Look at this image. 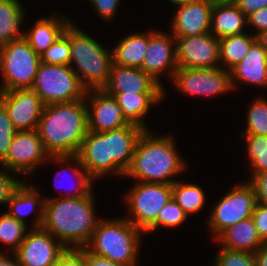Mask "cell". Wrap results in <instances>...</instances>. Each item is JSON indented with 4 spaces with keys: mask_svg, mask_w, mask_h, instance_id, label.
I'll use <instances>...</instances> for the list:
<instances>
[{
    "mask_svg": "<svg viewBox=\"0 0 267 266\" xmlns=\"http://www.w3.org/2000/svg\"><path fill=\"white\" fill-rule=\"evenodd\" d=\"M41 228L48 231L67 249L85 248L96 225L93 191L84 197L44 198Z\"/></svg>",
    "mask_w": 267,
    "mask_h": 266,
    "instance_id": "1",
    "label": "cell"
},
{
    "mask_svg": "<svg viewBox=\"0 0 267 266\" xmlns=\"http://www.w3.org/2000/svg\"><path fill=\"white\" fill-rule=\"evenodd\" d=\"M87 102L44 105L37 127L50 156L77 155L88 133Z\"/></svg>",
    "mask_w": 267,
    "mask_h": 266,
    "instance_id": "2",
    "label": "cell"
},
{
    "mask_svg": "<svg viewBox=\"0 0 267 266\" xmlns=\"http://www.w3.org/2000/svg\"><path fill=\"white\" fill-rule=\"evenodd\" d=\"M175 146L172 136H154L150 130H144L124 177L136 178L138 182L173 184L177 181L173 176L187 167Z\"/></svg>",
    "mask_w": 267,
    "mask_h": 266,
    "instance_id": "3",
    "label": "cell"
},
{
    "mask_svg": "<svg viewBox=\"0 0 267 266\" xmlns=\"http://www.w3.org/2000/svg\"><path fill=\"white\" fill-rule=\"evenodd\" d=\"M64 34L68 37L71 46L70 67L82 84L88 90L103 89L108 83L113 64L112 50L105 49L73 22L67 26Z\"/></svg>",
    "mask_w": 267,
    "mask_h": 266,
    "instance_id": "4",
    "label": "cell"
},
{
    "mask_svg": "<svg viewBox=\"0 0 267 266\" xmlns=\"http://www.w3.org/2000/svg\"><path fill=\"white\" fill-rule=\"evenodd\" d=\"M142 232L125 217L100 219L85 247L90 253L125 266H137Z\"/></svg>",
    "mask_w": 267,
    "mask_h": 266,
    "instance_id": "5",
    "label": "cell"
},
{
    "mask_svg": "<svg viewBox=\"0 0 267 266\" xmlns=\"http://www.w3.org/2000/svg\"><path fill=\"white\" fill-rule=\"evenodd\" d=\"M31 89L44 105L85 100L88 89L70 65L40 63Z\"/></svg>",
    "mask_w": 267,
    "mask_h": 266,
    "instance_id": "6",
    "label": "cell"
},
{
    "mask_svg": "<svg viewBox=\"0 0 267 266\" xmlns=\"http://www.w3.org/2000/svg\"><path fill=\"white\" fill-rule=\"evenodd\" d=\"M41 63V57L24 38L0 47V92L15 89H31Z\"/></svg>",
    "mask_w": 267,
    "mask_h": 266,
    "instance_id": "7",
    "label": "cell"
},
{
    "mask_svg": "<svg viewBox=\"0 0 267 266\" xmlns=\"http://www.w3.org/2000/svg\"><path fill=\"white\" fill-rule=\"evenodd\" d=\"M171 199L172 184L137 182L125 194V204L129 211L125 218L145 232L156 221L162 207Z\"/></svg>",
    "mask_w": 267,
    "mask_h": 266,
    "instance_id": "8",
    "label": "cell"
},
{
    "mask_svg": "<svg viewBox=\"0 0 267 266\" xmlns=\"http://www.w3.org/2000/svg\"><path fill=\"white\" fill-rule=\"evenodd\" d=\"M213 206L208 218L209 230L216 239L228 227L251 217L256 205L253 186L247 181L234 186Z\"/></svg>",
    "mask_w": 267,
    "mask_h": 266,
    "instance_id": "9",
    "label": "cell"
},
{
    "mask_svg": "<svg viewBox=\"0 0 267 266\" xmlns=\"http://www.w3.org/2000/svg\"><path fill=\"white\" fill-rule=\"evenodd\" d=\"M49 157L37 129L16 131L8 154L0 165L16 174L34 175L40 164L50 161Z\"/></svg>",
    "mask_w": 267,
    "mask_h": 266,
    "instance_id": "10",
    "label": "cell"
},
{
    "mask_svg": "<svg viewBox=\"0 0 267 266\" xmlns=\"http://www.w3.org/2000/svg\"><path fill=\"white\" fill-rule=\"evenodd\" d=\"M176 88L186 94L214 96L233 90L230 71L216 68H178L172 78Z\"/></svg>",
    "mask_w": 267,
    "mask_h": 266,
    "instance_id": "11",
    "label": "cell"
},
{
    "mask_svg": "<svg viewBox=\"0 0 267 266\" xmlns=\"http://www.w3.org/2000/svg\"><path fill=\"white\" fill-rule=\"evenodd\" d=\"M178 68H216L220 65L219 39L212 33L175 37Z\"/></svg>",
    "mask_w": 267,
    "mask_h": 266,
    "instance_id": "12",
    "label": "cell"
},
{
    "mask_svg": "<svg viewBox=\"0 0 267 266\" xmlns=\"http://www.w3.org/2000/svg\"><path fill=\"white\" fill-rule=\"evenodd\" d=\"M66 250L48 231L32 228L14 254L21 266H54Z\"/></svg>",
    "mask_w": 267,
    "mask_h": 266,
    "instance_id": "13",
    "label": "cell"
},
{
    "mask_svg": "<svg viewBox=\"0 0 267 266\" xmlns=\"http://www.w3.org/2000/svg\"><path fill=\"white\" fill-rule=\"evenodd\" d=\"M0 103L7 110L17 131L37 129L44 104L35 91L15 89L0 92Z\"/></svg>",
    "mask_w": 267,
    "mask_h": 266,
    "instance_id": "14",
    "label": "cell"
},
{
    "mask_svg": "<svg viewBox=\"0 0 267 266\" xmlns=\"http://www.w3.org/2000/svg\"><path fill=\"white\" fill-rule=\"evenodd\" d=\"M178 69L176 59V40L170 33L150 31L148 33L147 53L142 63V70L149 74L162 87L160 76L167 73L172 80L174 72Z\"/></svg>",
    "mask_w": 267,
    "mask_h": 266,
    "instance_id": "15",
    "label": "cell"
},
{
    "mask_svg": "<svg viewBox=\"0 0 267 266\" xmlns=\"http://www.w3.org/2000/svg\"><path fill=\"white\" fill-rule=\"evenodd\" d=\"M85 101H89L86 106L88 131L106 132L129 124L123 117L122 107L103 89L88 90Z\"/></svg>",
    "mask_w": 267,
    "mask_h": 266,
    "instance_id": "16",
    "label": "cell"
},
{
    "mask_svg": "<svg viewBox=\"0 0 267 266\" xmlns=\"http://www.w3.org/2000/svg\"><path fill=\"white\" fill-rule=\"evenodd\" d=\"M177 6L170 28L174 37L210 33L213 4L206 0H197Z\"/></svg>",
    "mask_w": 267,
    "mask_h": 266,
    "instance_id": "17",
    "label": "cell"
},
{
    "mask_svg": "<svg viewBox=\"0 0 267 266\" xmlns=\"http://www.w3.org/2000/svg\"><path fill=\"white\" fill-rule=\"evenodd\" d=\"M106 93H165L162 87L142 69L112 64L108 83L103 87Z\"/></svg>",
    "mask_w": 267,
    "mask_h": 266,
    "instance_id": "18",
    "label": "cell"
},
{
    "mask_svg": "<svg viewBox=\"0 0 267 266\" xmlns=\"http://www.w3.org/2000/svg\"><path fill=\"white\" fill-rule=\"evenodd\" d=\"M77 156L93 180L112 172V158H109L108 149V131H88Z\"/></svg>",
    "mask_w": 267,
    "mask_h": 266,
    "instance_id": "19",
    "label": "cell"
},
{
    "mask_svg": "<svg viewBox=\"0 0 267 266\" xmlns=\"http://www.w3.org/2000/svg\"><path fill=\"white\" fill-rule=\"evenodd\" d=\"M144 129L134 124L108 131L109 158H112V172L124 177L129 168L138 138Z\"/></svg>",
    "mask_w": 267,
    "mask_h": 266,
    "instance_id": "20",
    "label": "cell"
},
{
    "mask_svg": "<svg viewBox=\"0 0 267 266\" xmlns=\"http://www.w3.org/2000/svg\"><path fill=\"white\" fill-rule=\"evenodd\" d=\"M231 84L246 83L267 88V50L255 40L244 59L230 70Z\"/></svg>",
    "mask_w": 267,
    "mask_h": 266,
    "instance_id": "21",
    "label": "cell"
},
{
    "mask_svg": "<svg viewBox=\"0 0 267 266\" xmlns=\"http://www.w3.org/2000/svg\"><path fill=\"white\" fill-rule=\"evenodd\" d=\"M40 193L37 187L22 182L8 202L9 211L7 213L17 221L26 224L23 217L31 214L36 208L38 216L35 218L33 228H41L45 199Z\"/></svg>",
    "mask_w": 267,
    "mask_h": 266,
    "instance_id": "22",
    "label": "cell"
},
{
    "mask_svg": "<svg viewBox=\"0 0 267 266\" xmlns=\"http://www.w3.org/2000/svg\"><path fill=\"white\" fill-rule=\"evenodd\" d=\"M71 22L65 16L52 13L48 18L38 19L31 31H25L24 38L29 42L31 48L41 56L64 33Z\"/></svg>",
    "mask_w": 267,
    "mask_h": 266,
    "instance_id": "23",
    "label": "cell"
},
{
    "mask_svg": "<svg viewBox=\"0 0 267 266\" xmlns=\"http://www.w3.org/2000/svg\"><path fill=\"white\" fill-rule=\"evenodd\" d=\"M112 95L123 109V117L129 124H134L144 130H149L143 120L151 106L159 104L165 93H107Z\"/></svg>",
    "mask_w": 267,
    "mask_h": 266,
    "instance_id": "24",
    "label": "cell"
},
{
    "mask_svg": "<svg viewBox=\"0 0 267 266\" xmlns=\"http://www.w3.org/2000/svg\"><path fill=\"white\" fill-rule=\"evenodd\" d=\"M215 240L222 248L250 253L264 244L251 217L228 227Z\"/></svg>",
    "mask_w": 267,
    "mask_h": 266,
    "instance_id": "25",
    "label": "cell"
},
{
    "mask_svg": "<svg viewBox=\"0 0 267 266\" xmlns=\"http://www.w3.org/2000/svg\"><path fill=\"white\" fill-rule=\"evenodd\" d=\"M246 26V16L234 2L213 5L210 33L216 38L243 34Z\"/></svg>",
    "mask_w": 267,
    "mask_h": 266,
    "instance_id": "26",
    "label": "cell"
},
{
    "mask_svg": "<svg viewBox=\"0 0 267 266\" xmlns=\"http://www.w3.org/2000/svg\"><path fill=\"white\" fill-rule=\"evenodd\" d=\"M148 34L134 33L122 38L112 49L113 63L121 66L142 69L147 53Z\"/></svg>",
    "mask_w": 267,
    "mask_h": 266,
    "instance_id": "27",
    "label": "cell"
},
{
    "mask_svg": "<svg viewBox=\"0 0 267 266\" xmlns=\"http://www.w3.org/2000/svg\"><path fill=\"white\" fill-rule=\"evenodd\" d=\"M19 0H0V47L24 37L20 30L26 14Z\"/></svg>",
    "mask_w": 267,
    "mask_h": 266,
    "instance_id": "28",
    "label": "cell"
},
{
    "mask_svg": "<svg viewBox=\"0 0 267 266\" xmlns=\"http://www.w3.org/2000/svg\"><path fill=\"white\" fill-rule=\"evenodd\" d=\"M256 40L254 34L231 35L219 39L220 65L230 71L234 66L240 63L251 44ZM225 64V65H224Z\"/></svg>",
    "mask_w": 267,
    "mask_h": 266,
    "instance_id": "29",
    "label": "cell"
},
{
    "mask_svg": "<svg viewBox=\"0 0 267 266\" xmlns=\"http://www.w3.org/2000/svg\"><path fill=\"white\" fill-rule=\"evenodd\" d=\"M205 192L197 184L176 181L172 184V198L189 216L202 209L205 204Z\"/></svg>",
    "mask_w": 267,
    "mask_h": 266,
    "instance_id": "30",
    "label": "cell"
},
{
    "mask_svg": "<svg viewBox=\"0 0 267 266\" xmlns=\"http://www.w3.org/2000/svg\"><path fill=\"white\" fill-rule=\"evenodd\" d=\"M49 159H51L52 162L54 161L57 162L58 164L64 163L65 165V163L69 164V162H72V161H73V164L74 163L76 164L74 167L70 166L69 168H65L60 171V172L66 173V171H68L69 169L70 173L76 178V182L75 184H73L75 187L72 188L74 191L71 194L69 193L68 196L66 195V197H84L85 195H88L92 191V185H93L94 180L89 176V174L87 173L86 169L83 167L77 155L50 156Z\"/></svg>",
    "mask_w": 267,
    "mask_h": 266,
    "instance_id": "31",
    "label": "cell"
},
{
    "mask_svg": "<svg viewBox=\"0 0 267 266\" xmlns=\"http://www.w3.org/2000/svg\"><path fill=\"white\" fill-rule=\"evenodd\" d=\"M246 141V150L251 162L252 177L255 174L267 171V136L242 134Z\"/></svg>",
    "mask_w": 267,
    "mask_h": 266,
    "instance_id": "32",
    "label": "cell"
},
{
    "mask_svg": "<svg viewBox=\"0 0 267 266\" xmlns=\"http://www.w3.org/2000/svg\"><path fill=\"white\" fill-rule=\"evenodd\" d=\"M26 226L27 224L17 221L7 212L0 214V241L11 247L13 254L25 239Z\"/></svg>",
    "mask_w": 267,
    "mask_h": 266,
    "instance_id": "33",
    "label": "cell"
},
{
    "mask_svg": "<svg viewBox=\"0 0 267 266\" xmlns=\"http://www.w3.org/2000/svg\"><path fill=\"white\" fill-rule=\"evenodd\" d=\"M247 124L242 134L267 136V100L266 98H255L247 111Z\"/></svg>",
    "mask_w": 267,
    "mask_h": 266,
    "instance_id": "34",
    "label": "cell"
},
{
    "mask_svg": "<svg viewBox=\"0 0 267 266\" xmlns=\"http://www.w3.org/2000/svg\"><path fill=\"white\" fill-rule=\"evenodd\" d=\"M187 219V214L172 198L164 207H162L158 213L156 221L144 233L155 231L160 227H178Z\"/></svg>",
    "mask_w": 267,
    "mask_h": 266,
    "instance_id": "35",
    "label": "cell"
},
{
    "mask_svg": "<svg viewBox=\"0 0 267 266\" xmlns=\"http://www.w3.org/2000/svg\"><path fill=\"white\" fill-rule=\"evenodd\" d=\"M40 57L42 63L70 65L71 46L68 37L63 33Z\"/></svg>",
    "mask_w": 267,
    "mask_h": 266,
    "instance_id": "36",
    "label": "cell"
},
{
    "mask_svg": "<svg viewBox=\"0 0 267 266\" xmlns=\"http://www.w3.org/2000/svg\"><path fill=\"white\" fill-rule=\"evenodd\" d=\"M214 266H257L254 253L220 248Z\"/></svg>",
    "mask_w": 267,
    "mask_h": 266,
    "instance_id": "37",
    "label": "cell"
},
{
    "mask_svg": "<svg viewBox=\"0 0 267 266\" xmlns=\"http://www.w3.org/2000/svg\"><path fill=\"white\" fill-rule=\"evenodd\" d=\"M16 131L7 110L0 103V163L6 158Z\"/></svg>",
    "mask_w": 267,
    "mask_h": 266,
    "instance_id": "38",
    "label": "cell"
},
{
    "mask_svg": "<svg viewBox=\"0 0 267 266\" xmlns=\"http://www.w3.org/2000/svg\"><path fill=\"white\" fill-rule=\"evenodd\" d=\"M6 169L0 171V205L8 204L10 198L15 193L16 189L22 184L23 181L14 178V172H10ZM7 173H12L7 174Z\"/></svg>",
    "mask_w": 267,
    "mask_h": 266,
    "instance_id": "39",
    "label": "cell"
},
{
    "mask_svg": "<svg viewBox=\"0 0 267 266\" xmlns=\"http://www.w3.org/2000/svg\"><path fill=\"white\" fill-rule=\"evenodd\" d=\"M54 266H86V248L67 249Z\"/></svg>",
    "mask_w": 267,
    "mask_h": 266,
    "instance_id": "40",
    "label": "cell"
},
{
    "mask_svg": "<svg viewBox=\"0 0 267 266\" xmlns=\"http://www.w3.org/2000/svg\"><path fill=\"white\" fill-rule=\"evenodd\" d=\"M121 0H89L97 14L105 21L113 20Z\"/></svg>",
    "mask_w": 267,
    "mask_h": 266,
    "instance_id": "41",
    "label": "cell"
},
{
    "mask_svg": "<svg viewBox=\"0 0 267 266\" xmlns=\"http://www.w3.org/2000/svg\"><path fill=\"white\" fill-rule=\"evenodd\" d=\"M251 218L260 239L267 243V205L256 203Z\"/></svg>",
    "mask_w": 267,
    "mask_h": 266,
    "instance_id": "42",
    "label": "cell"
},
{
    "mask_svg": "<svg viewBox=\"0 0 267 266\" xmlns=\"http://www.w3.org/2000/svg\"><path fill=\"white\" fill-rule=\"evenodd\" d=\"M248 182L254 188L256 203L267 205V171L255 174Z\"/></svg>",
    "mask_w": 267,
    "mask_h": 266,
    "instance_id": "43",
    "label": "cell"
},
{
    "mask_svg": "<svg viewBox=\"0 0 267 266\" xmlns=\"http://www.w3.org/2000/svg\"><path fill=\"white\" fill-rule=\"evenodd\" d=\"M246 20H247V26H251L254 29H256L255 31L257 32L254 33L255 35L258 34L262 30H266L267 29V7L258 9L254 11L253 13H250L246 17Z\"/></svg>",
    "mask_w": 267,
    "mask_h": 266,
    "instance_id": "44",
    "label": "cell"
},
{
    "mask_svg": "<svg viewBox=\"0 0 267 266\" xmlns=\"http://www.w3.org/2000/svg\"><path fill=\"white\" fill-rule=\"evenodd\" d=\"M233 2L246 17L258 9L267 7V0H234Z\"/></svg>",
    "mask_w": 267,
    "mask_h": 266,
    "instance_id": "45",
    "label": "cell"
},
{
    "mask_svg": "<svg viewBox=\"0 0 267 266\" xmlns=\"http://www.w3.org/2000/svg\"><path fill=\"white\" fill-rule=\"evenodd\" d=\"M86 266H125L114 263L107 258L96 256L86 249Z\"/></svg>",
    "mask_w": 267,
    "mask_h": 266,
    "instance_id": "46",
    "label": "cell"
},
{
    "mask_svg": "<svg viewBox=\"0 0 267 266\" xmlns=\"http://www.w3.org/2000/svg\"><path fill=\"white\" fill-rule=\"evenodd\" d=\"M257 266H267V243L260 246L254 253Z\"/></svg>",
    "mask_w": 267,
    "mask_h": 266,
    "instance_id": "47",
    "label": "cell"
},
{
    "mask_svg": "<svg viewBox=\"0 0 267 266\" xmlns=\"http://www.w3.org/2000/svg\"><path fill=\"white\" fill-rule=\"evenodd\" d=\"M0 266H21V265L19 264V261L15 254L14 258H12L9 257V255H7L6 253L0 251Z\"/></svg>",
    "mask_w": 267,
    "mask_h": 266,
    "instance_id": "48",
    "label": "cell"
},
{
    "mask_svg": "<svg viewBox=\"0 0 267 266\" xmlns=\"http://www.w3.org/2000/svg\"><path fill=\"white\" fill-rule=\"evenodd\" d=\"M256 40L267 50V29L256 34Z\"/></svg>",
    "mask_w": 267,
    "mask_h": 266,
    "instance_id": "49",
    "label": "cell"
},
{
    "mask_svg": "<svg viewBox=\"0 0 267 266\" xmlns=\"http://www.w3.org/2000/svg\"><path fill=\"white\" fill-rule=\"evenodd\" d=\"M194 1H197V0H169V2H171V4H174V5H180V4H186V3H190V2H194Z\"/></svg>",
    "mask_w": 267,
    "mask_h": 266,
    "instance_id": "50",
    "label": "cell"
},
{
    "mask_svg": "<svg viewBox=\"0 0 267 266\" xmlns=\"http://www.w3.org/2000/svg\"><path fill=\"white\" fill-rule=\"evenodd\" d=\"M206 1L214 5V4H222V3H231L234 0H206Z\"/></svg>",
    "mask_w": 267,
    "mask_h": 266,
    "instance_id": "51",
    "label": "cell"
}]
</instances>
